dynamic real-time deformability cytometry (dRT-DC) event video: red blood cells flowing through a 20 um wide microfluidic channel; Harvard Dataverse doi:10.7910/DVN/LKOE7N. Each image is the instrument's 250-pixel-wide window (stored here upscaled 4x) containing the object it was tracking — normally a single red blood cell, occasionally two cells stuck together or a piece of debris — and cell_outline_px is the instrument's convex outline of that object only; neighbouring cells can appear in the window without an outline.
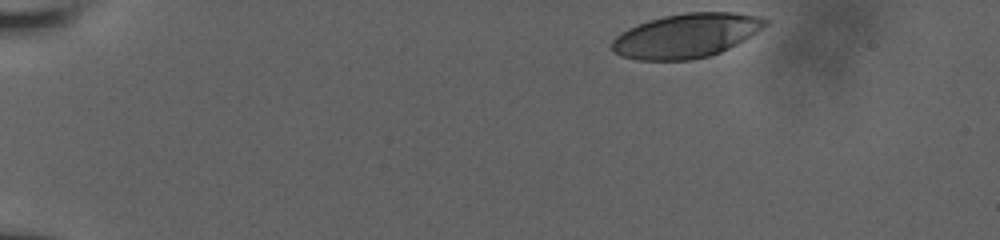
{"species": "human", "species_latin": "Homo sapiens", "temperature_condition": "room temperature", "stored_images_in_passage": 13, "camera_frame_rate_fps": 3000, "um_per_image_px": 0.085, "donor": {"sex": "male"}, "frame": {"image": 1, "passage_image": 1, "time_ms": 0.0, "image_size_px": [1000, 240], "cell_outline_px": [[768, 24], [744, 40], [720, 52], [708, 56], [692, 60], [636, 60], [620, 56], [612, 48], [612, 40], [616, 36], [628, 28], [636, 24], [648, 20], [664, 16], [688, 12], [736, 12], [756, 16], [768, 20]], "centroid_in_image_um": [58.31, 3.03], "position_along_channel_um": 26.7, "area_um2": 39.36}}
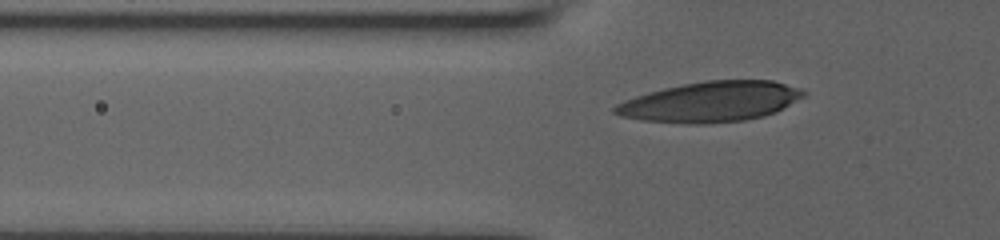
{"frame": {"image": 2, "passage_image": 10, "time_ms": 3.667, "image_size_px": [1000, 240], "cell_outline_px": [[808, 92], [804, 96], [776, 112], [764, 116], [744, 120], [704, 124], [684, 124], [640, 120], [620, 116], [612, 112], [612, 108], [616, 104], [624, 100], [648, 92], [664, 88], [704, 80], [772, 80], [800, 88]], "centroid_in_image_um": [60.38, 8.65], "position_along_channel_um": 65.4, "area_um2": 44.51}}
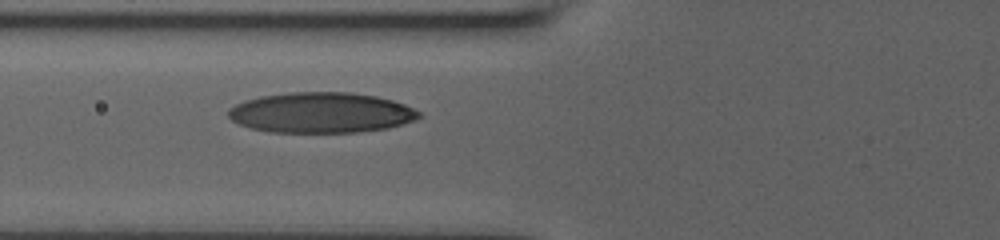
{"frame": {"image": 3, "passage_image": 13, "time_ms": 4.667, "image_size_px": [1000, 240], "cell_outline_px": [[420, 116], [416, 120], [388, 128], [356, 132], [272, 132], [252, 128], [240, 124], [232, 120], [228, 116], [228, 108], [244, 100], [260, 96], [292, 92], [352, 92], [376, 96], [392, 100], [404, 104], [420, 112]], "centroid_in_image_um": [27.29, 9.57], "position_along_channel_um": 98.5, "area_um2": 44.91}}